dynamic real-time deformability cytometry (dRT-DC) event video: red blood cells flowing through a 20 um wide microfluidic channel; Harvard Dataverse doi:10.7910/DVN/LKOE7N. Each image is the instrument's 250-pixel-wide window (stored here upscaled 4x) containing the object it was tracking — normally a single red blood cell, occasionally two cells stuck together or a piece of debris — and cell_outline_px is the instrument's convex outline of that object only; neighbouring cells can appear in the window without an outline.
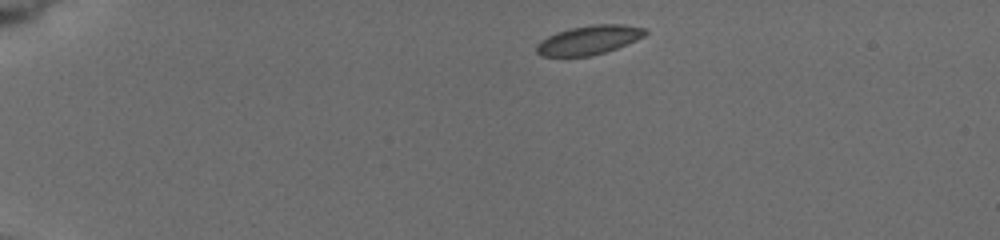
{"species": "common noctule bat (a hibernating species)", "species_latin": "Nyctalus noctula", "temperature_condition": "cold", "stored_images_in_passage": 4, "camera_frame_rate_fps": 3000, "um_per_image_px": 0.085, "animal": {"sex": "female", "body_mass_g": 19.5, "forearm_length_mm": 54.1}, "frame": {"image": 1, "passage_image": 1, "time_ms": 0.0, "image_size_px": [1000, 240], "cell_outline_px": [[648, 32], [644, 36], [636, 40], [616, 48], [592, 56], [540, 56], [536, 52], [536, 44], [540, 40], [556, 32], [572, 28], [592, 24], [624, 24], [648, 28]], "centroid_in_image_um": [50.06, 3.39], "position_along_channel_um": 34.9, "area_um2": 18.5}}
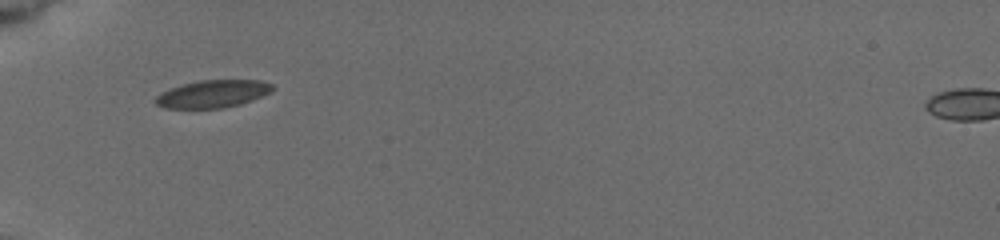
{"frame": {"image": 2, "passage_image": 3, "time_ms": 2.667, "image_size_px": [1000, 240], "cell_outline_px": [[276, 88], [272, 92], [252, 100], [240, 104], [224, 108], [164, 108], [156, 104], [156, 96], [180, 84], [200, 80], [260, 80], [272, 84]], "centroid_in_image_um": [18.14, 7.97], "position_along_channel_um": 66.9, "area_um2": 18.79}}
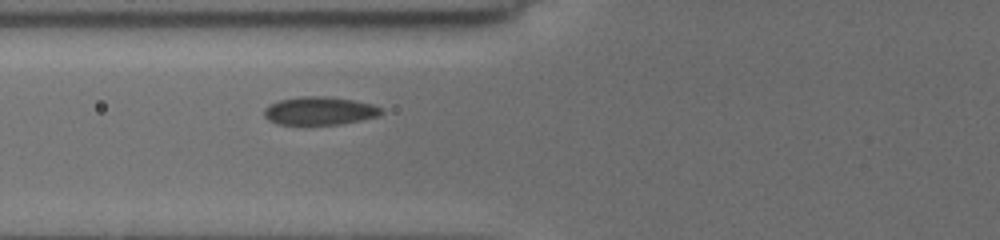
{"frame": {"image": 3, "passage_image": 4, "time_ms": 3.667, "image_size_px": [1000, 240], "cell_outline_px": [[384, 112], [376, 116], [360, 120], [340, 124], [276, 124], [268, 120], [264, 116], [264, 108], [280, 100], [300, 96], [328, 96], [352, 100], [372, 104], [380, 108]], "centroid_in_image_um": [27.14, 9.42], "position_along_channel_um": 98.7, "area_um2": 19.02}}